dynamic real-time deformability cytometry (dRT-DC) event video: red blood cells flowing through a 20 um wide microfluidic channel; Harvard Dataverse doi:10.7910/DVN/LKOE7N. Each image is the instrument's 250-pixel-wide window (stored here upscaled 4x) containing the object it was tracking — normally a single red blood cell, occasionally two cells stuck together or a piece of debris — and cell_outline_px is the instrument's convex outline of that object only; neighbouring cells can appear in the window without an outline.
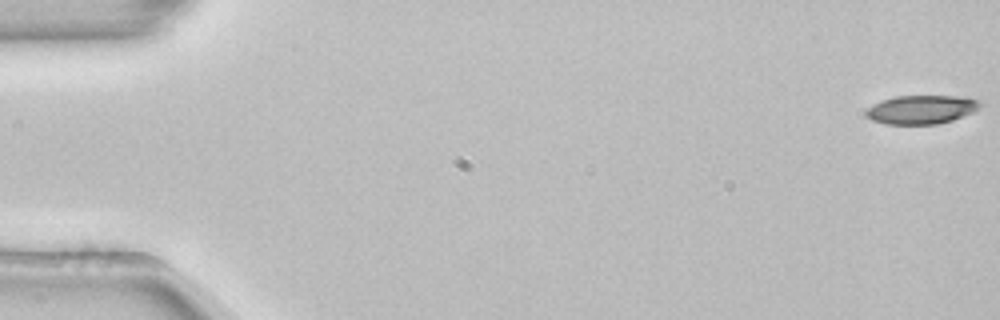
{"species": "common noctule bat (a hibernating species)", "species_latin": "Nyctalus noctula", "temperature_condition": "room temperature", "stored_images_in_passage": 54, "camera_frame_rate_fps": 3000, "um_per_image_px": 0.085, "animal": {"sex": "female", "body_mass_g": 22.7, "forearm_length_mm": 54.2}, "frame": {"image": 1, "passage_image": 1, "time_ms": 0.0, "image_size_px": [1000, 320], "cell_outline_px": [[984, 104], [980, 108], [972, 112], [952, 120], [936, 124], [884, 124], [872, 120], [864, 112], [872, 104], [896, 96], [968, 96], [984, 100]], "centroid_in_image_um": [78.4, 9.29], "position_along_channel_um": 6.6, "area_um2": 19.31}}
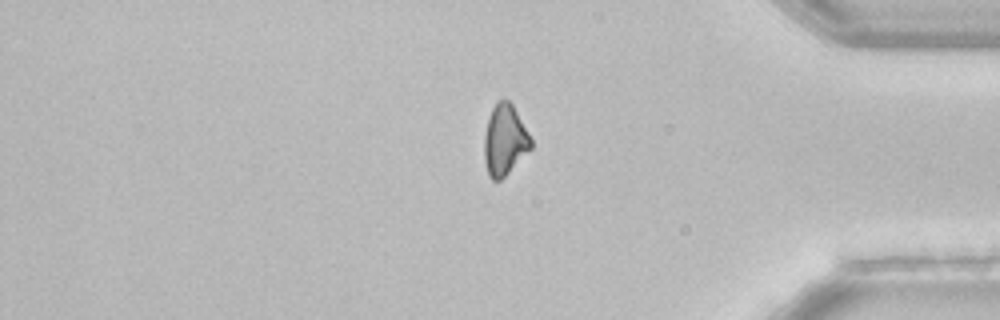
{"frame": {"image": 2, "passage_image": 45, "time_ms": 14.667, "image_size_px": [1000, 320], "cell_outline_px": [[532, 148], [500, 180], [492, 180], [488, 176], [484, 160], [484, 136], [488, 116], [496, 100], [504, 96], [512, 104], [532, 140]], "centroid_in_image_um": [42.87, 11.87], "position_along_channel_um": 392.3, "area_um2": 19.36}}
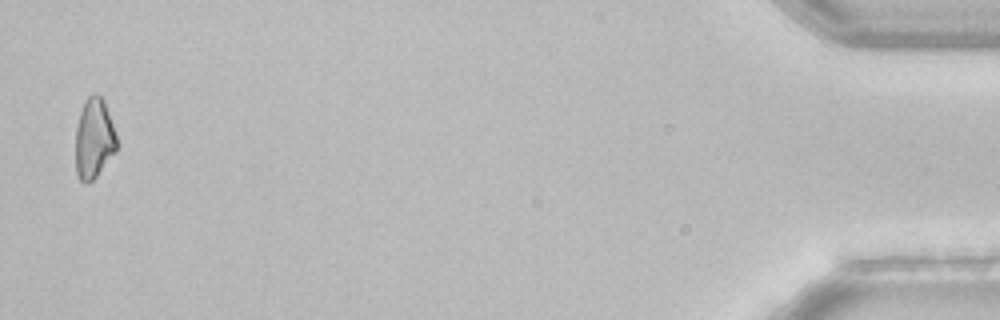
{"frame": {"image": 3, "passage_image": 53, "time_ms": 17.333, "image_size_px": [1000, 320], "cell_outline_px": [[116, 152], [96, 176], [92, 180], [84, 184], [80, 180], [76, 172], [76, 128], [80, 112], [84, 100], [88, 96], [96, 92], [104, 100], [116, 132]], "centroid_in_image_um": [7.99, 11.75], "position_along_channel_um": 427.2, "area_um2": 19.31}, "authors_computed_cell_mechanics": {"area_um2": 20.1722, "velocity_mm_per_s": 3.8828, "shape_relaxation_time_tau1_ms": 6.1057, "shape_relaxation_time_tau2_ms": null, "deformation_change_tau1": 0.1206, "deformation_change_tau2": null}}